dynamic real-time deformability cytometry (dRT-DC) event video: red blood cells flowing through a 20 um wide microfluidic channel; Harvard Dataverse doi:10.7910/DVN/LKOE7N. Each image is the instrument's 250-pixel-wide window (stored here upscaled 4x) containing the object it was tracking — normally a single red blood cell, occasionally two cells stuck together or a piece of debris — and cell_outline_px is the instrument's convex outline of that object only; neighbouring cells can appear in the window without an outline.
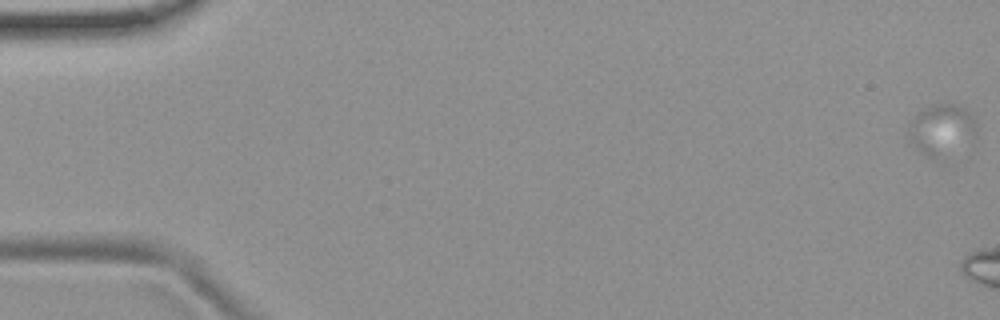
{"species": "common noctule bat (a hibernating species)", "species_latin": "Nyctalus noctula", "temperature_condition": "room temperature", "stored_images_in_passage": 10, "camera_frame_rate_fps": 3000, "um_per_image_px": 0.085, "animal": {"sex": "female", "body_mass_g": 19.9}, "frame": {"image": 1, "passage_image": 1, "time_ms": 0.0, "image_size_px": [1000, 320], "cell_outline_px": [[976, 136], [972, 144], [932, 156], [928, 156], [920, 152], [908, 140], [908, 132], [912, 120], [920, 112], [936, 104], [956, 104], [964, 108], [972, 116], [976, 124]], "centroid_in_image_um": [80.07, 11.0], "position_along_channel_um": 4.9, "area_um2": 19.54}}